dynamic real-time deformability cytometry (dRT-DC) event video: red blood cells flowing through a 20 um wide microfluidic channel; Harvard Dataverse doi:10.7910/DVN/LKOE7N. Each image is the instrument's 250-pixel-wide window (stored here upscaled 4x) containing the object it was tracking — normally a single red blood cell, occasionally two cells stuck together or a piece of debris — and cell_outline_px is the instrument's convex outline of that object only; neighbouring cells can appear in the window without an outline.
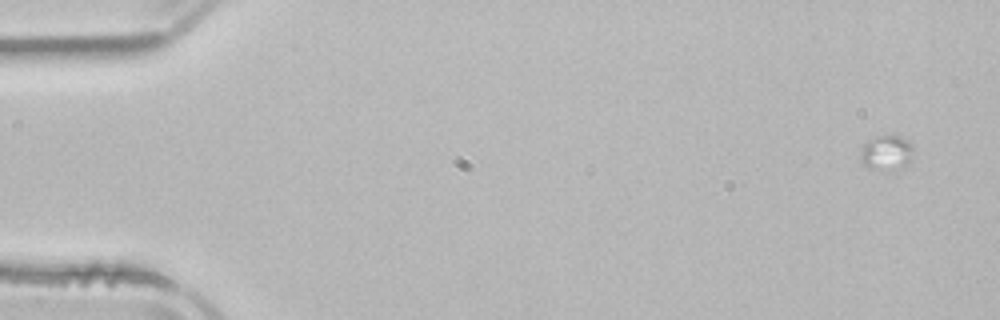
{"species": "common noctule bat (a hibernating species)", "species_latin": "Nyctalus noctula", "temperature_condition": "room temperature", "stored_images_in_passage": 2, "camera_frame_rate_fps": 3000, "um_per_image_px": 0.085, "animal": {"sex": "male", "body_mass_g": 21.5, "forearm_length_mm": 52.0}, "frame": {"image": 1, "passage_image": 1, "time_ms": 0.0, "image_size_px": [1000, 320], "cell_outline_px": [[912, 156], [904, 168], [892, 172], [868, 168], [860, 160], [860, 152], [864, 144], [868, 140], [876, 136], [900, 136], [912, 144]], "centroid_in_image_um": [75.34, 13.03], "position_along_channel_um": 9.7, "area_um2": 10.98}}